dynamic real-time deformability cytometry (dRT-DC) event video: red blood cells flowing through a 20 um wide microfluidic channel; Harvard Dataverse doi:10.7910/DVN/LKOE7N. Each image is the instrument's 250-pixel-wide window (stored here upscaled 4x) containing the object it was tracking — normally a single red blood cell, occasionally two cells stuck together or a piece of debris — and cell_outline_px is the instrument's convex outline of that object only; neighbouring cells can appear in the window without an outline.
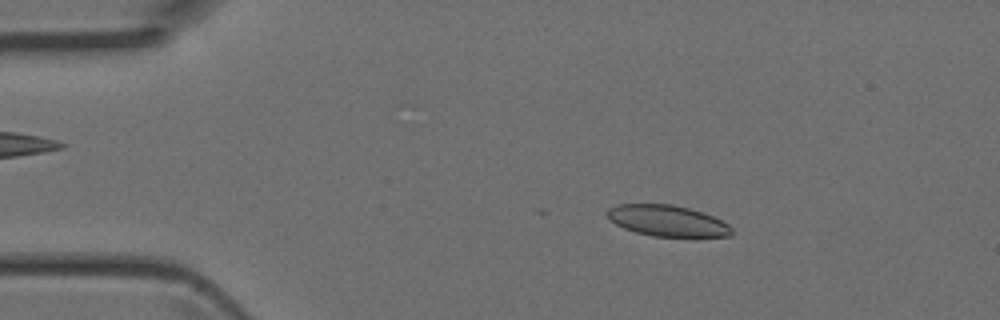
{"species": "Egyptian fruit bat (a non-hibernating species)", "species_latin": "Rousettus aegyptiacus", "temperature_condition": "room temperature", "stored_images_in_passage": 4, "camera_frame_rate_fps": 3000, "um_per_image_px": 0.085, "animal": {"sex": "female"}, "frame": {"image": 1, "passage_image": 2, "time_ms": 0.333, "image_size_px": [1000, 320], "cell_outline_px": [[732, 236], [652, 236], [636, 232], [624, 228], [608, 220], [604, 212], [608, 208], [616, 204], [672, 204], [704, 212], [728, 224], [732, 228]], "centroid_in_image_um": [56.66, 18.75], "position_along_channel_um": 28.3, "area_um2": 22.6}}
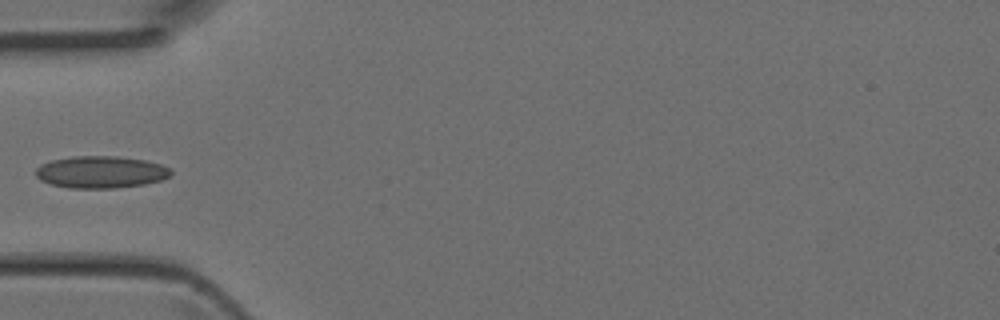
{"frame": {"image": 2, "passage_image": 4, "time_ms": 1.0, "image_size_px": [1000, 320], "cell_outline_px": [[172, 172], [168, 176], [160, 180], [144, 184], [116, 188], [68, 188], [52, 184], [40, 180], [36, 176], [36, 168], [40, 164], [52, 160], [72, 156], [120, 156], [144, 160], [160, 164], [172, 168]], "centroid_in_image_um": [8.56, 14.62], "position_along_channel_um": 76.4, "area_um2": 25.32}}